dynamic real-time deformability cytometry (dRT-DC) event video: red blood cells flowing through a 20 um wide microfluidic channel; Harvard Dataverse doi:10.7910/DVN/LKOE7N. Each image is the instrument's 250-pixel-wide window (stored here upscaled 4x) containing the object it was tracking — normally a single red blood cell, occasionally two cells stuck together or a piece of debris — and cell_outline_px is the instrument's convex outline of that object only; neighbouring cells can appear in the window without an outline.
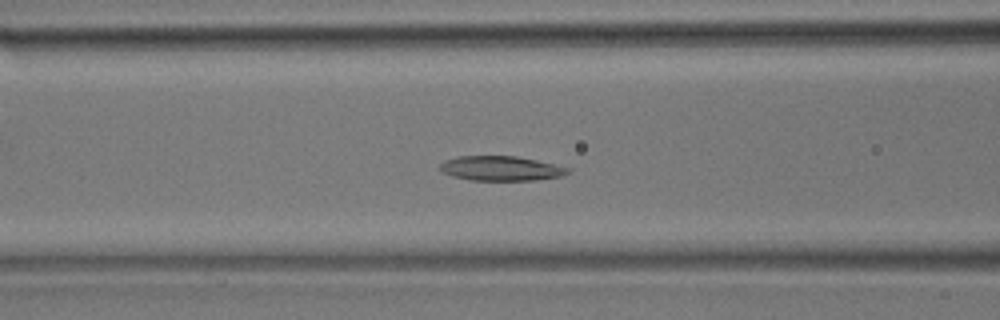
{"species": "common noctule bat (a hibernating species)", "species_latin": "Nyctalus noctula", "temperature_condition": "room temperature", "stored_images_in_passage": 34, "camera_frame_rate_fps": 3000, "um_per_image_px": 0.085, "animal": {"sex": "male", "body_mass_g": 17.9}, "frame": {"image": 1, "passage_image": 10, "time_ms": 3.0, "image_size_px": [1000, 320], "cell_outline_px": [[572, 168], [568, 172], [560, 176], [536, 180], [472, 180], [452, 176], [440, 172], [436, 168], [444, 160], [456, 156], [516, 156], [536, 160]], "centroid_in_image_um": [42.51, 14.31], "position_along_channel_um": 124.1, "area_um2": 18.5}}
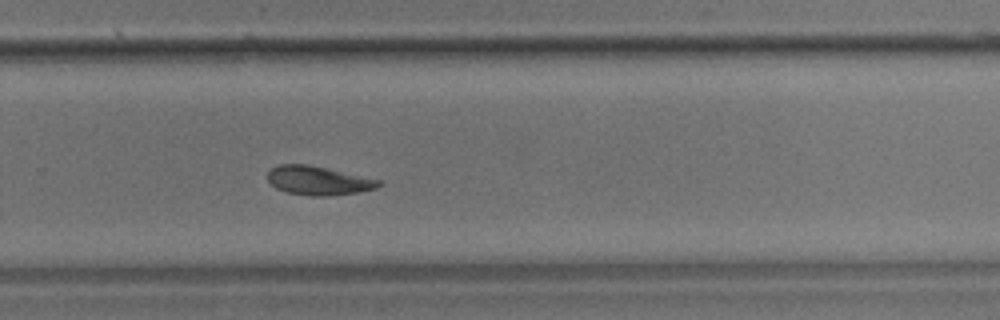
{"frame": {"image": 2, "passage_image": 21, "time_ms": 6.667, "image_size_px": [1000, 320], "cell_outline_px": [[384, 184], [376, 188], [360, 192], [328, 196], [312, 196], [288, 192], [276, 188], [268, 180], [268, 172], [272, 168], [280, 164], [308, 164], [380, 180]], "centroid_in_image_um": [27.07, 15.35], "position_along_channel_um": 302.7, "area_um2": 18.55}}
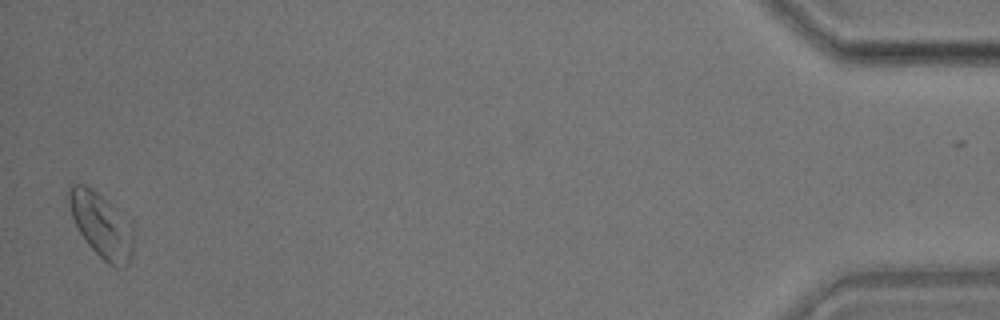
{"frame": {"image": 3, "passage_image": 34, "time_ms": 11.0, "image_size_px": [1000, 320], "cell_outline_px": [[132, 252], [128, 264], [124, 268], [116, 268], [108, 264], [88, 244], [80, 232], [72, 216], [68, 204], [68, 184], [84, 184], [92, 188], [132, 224]], "centroid_in_image_um": [8.6, 19.15], "position_along_channel_um": 426.6, "area_um2": 23.93}}